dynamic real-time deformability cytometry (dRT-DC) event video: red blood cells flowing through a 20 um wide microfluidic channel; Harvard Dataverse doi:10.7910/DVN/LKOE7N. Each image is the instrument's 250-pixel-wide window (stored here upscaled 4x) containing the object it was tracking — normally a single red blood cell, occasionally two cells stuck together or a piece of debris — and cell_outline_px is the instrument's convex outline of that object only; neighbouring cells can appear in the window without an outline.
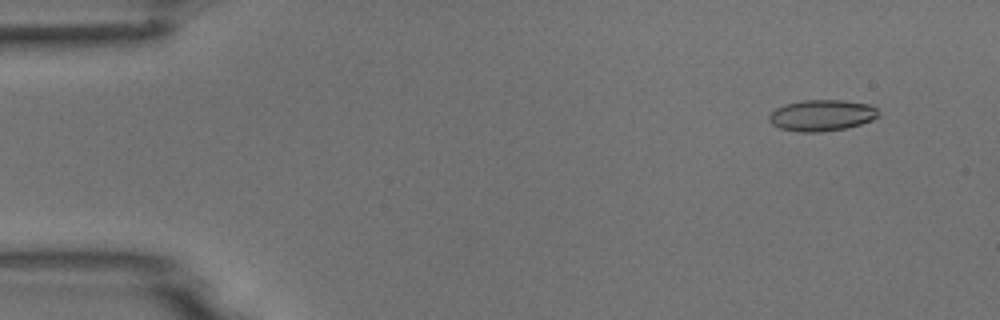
{"species": "common noctule bat (a hibernating species)", "species_latin": "Nyctalus noctula", "temperature_condition": "room temperature", "stored_images_in_passage": 53, "camera_frame_rate_fps": 3000, "um_per_image_px": 0.085, "animal": {"sex": "male", "body_mass_g": 18.8}, "frame": {"image": 1, "passage_image": 5, "time_ms": 1.333, "image_size_px": [1000, 320], "cell_outline_px": [[880, 116], [872, 120], [860, 124], [844, 128], [824, 132], [796, 132], [780, 128], [772, 124], [768, 120], [768, 116], [776, 108], [784, 104], [804, 100], [844, 100], [872, 104], [880, 112]], "centroid_in_image_um": [69.87, 9.8], "position_along_channel_um": 15.1, "area_um2": 20.17}}
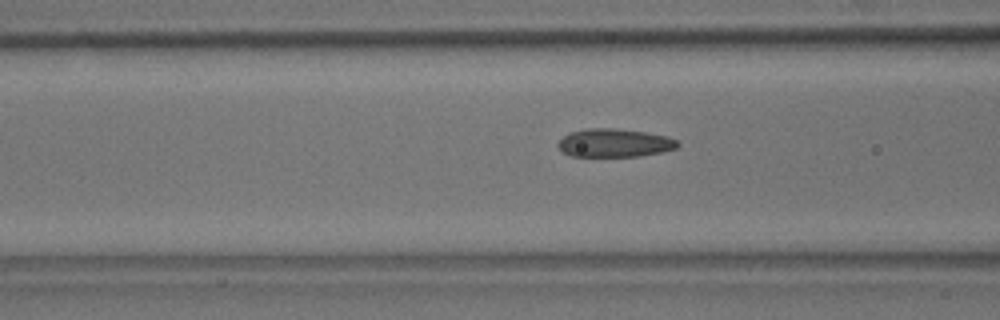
{"frame": {"image": 2, "passage_image": 21, "time_ms": 6.667, "image_size_px": [1000, 320], "cell_outline_px": [[680, 144], [676, 148], [660, 152], [640, 156], [572, 156], [560, 152], [556, 144], [568, 132], [584, 128], [612, 128], [644, 132], [668, 136], [676, 140]], "centroid_in_image_um": [52.17, 12.14], "position_along_channel_um": 114.4, "area_um2": 19.83}}
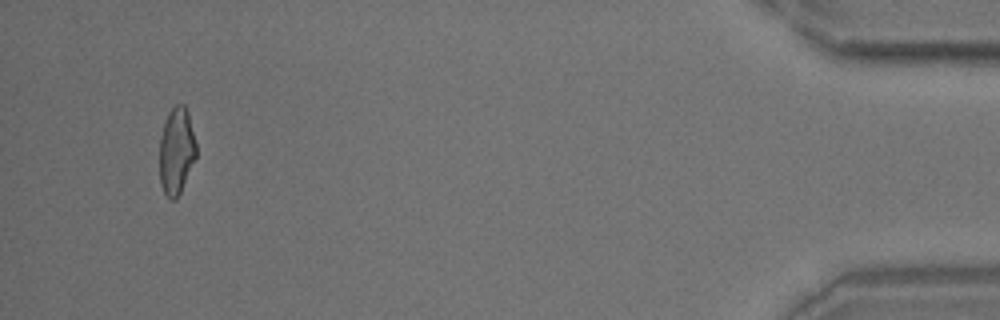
{"frame": {"image": 3, "passage_image": 51, "time_ms": 16.667, "image_size_px": [1000, 320], "cell_outline_px": [[196, 156], [180, 192], [176, 200], [172, 200], [164, 192], [160, 184], [160, 136], [164, 120], [168, 112], [176, 104], [184, 104], [188, 112], [196, 144]], "centroid_in_image_um": [14.98, 12.8], "position_along_channel_um": 420.2, "area_um2": 18.5}}